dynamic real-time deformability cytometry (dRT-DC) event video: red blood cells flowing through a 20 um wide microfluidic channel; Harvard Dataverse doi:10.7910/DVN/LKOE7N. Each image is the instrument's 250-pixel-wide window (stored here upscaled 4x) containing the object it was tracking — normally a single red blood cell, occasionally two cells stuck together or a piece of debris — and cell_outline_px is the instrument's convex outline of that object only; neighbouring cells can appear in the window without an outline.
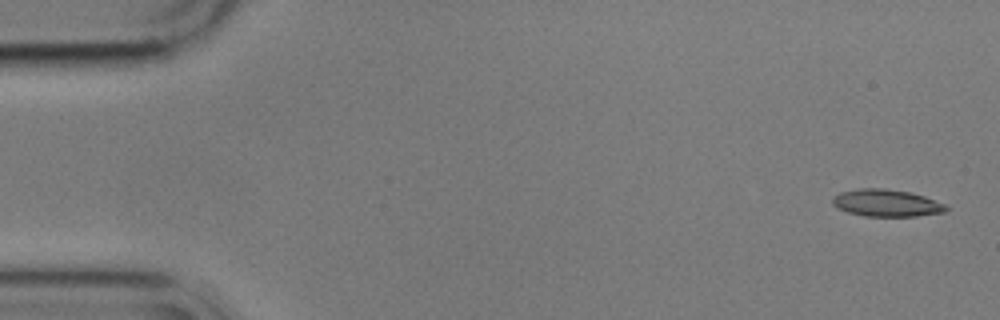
{"species": "common noctule bat (a hibernating species)", "species_latin": "Nyctalus noctula", "temperature_condition": "cold", "stored_images_in_passage": 16, "camera_frame_rate_fps": 3000, "um_per_image_px": 0.085, "animal": {"sex": "male", "body_mass_g": 17.9}, "frame": {"image": 1, "passage_image": 1, "time_ms": 0.0, "image_size_px": [1000, 320], "cell_outline_px": [[948, 208], [944, 212], [916, 216], [864, 216], [848, 212], [832, 204], [832, 200], [840, 192], [856, 188], [884, 188], [908, 192], [924, 196], [944, 204]], "centroid_in_image_um": [75.33, 17.25], "position_along_channel_um": 9.7, "area_um2": 17.74}}
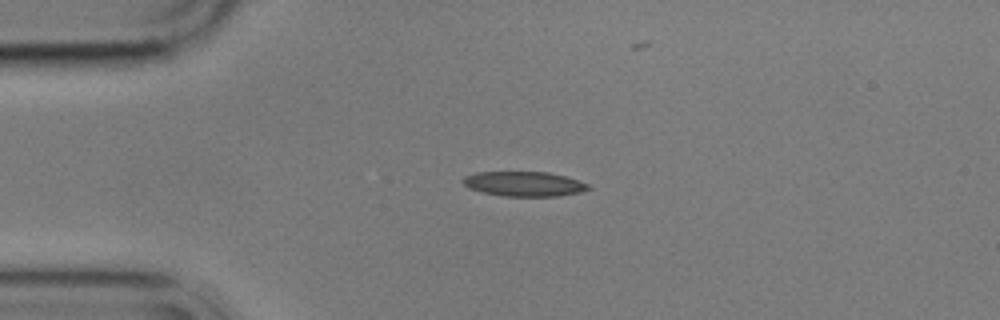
{"frame": {"image": 2, "passage_image": 12, "time_ms": 3.667, "image_size_px": [1000, 320], "cell_outline_px": [[592, 188], [580, 192], [556, 196], [504, 196], [484, 192], [468, 188], [460, 180], [464, 176], [476, 172], [548, 172], [564, 176], [588, 184]], "centroid_in_image_um": [44.51, 15.63], "position_along_channel_um": 40.5, "area_um2": 17.98}}